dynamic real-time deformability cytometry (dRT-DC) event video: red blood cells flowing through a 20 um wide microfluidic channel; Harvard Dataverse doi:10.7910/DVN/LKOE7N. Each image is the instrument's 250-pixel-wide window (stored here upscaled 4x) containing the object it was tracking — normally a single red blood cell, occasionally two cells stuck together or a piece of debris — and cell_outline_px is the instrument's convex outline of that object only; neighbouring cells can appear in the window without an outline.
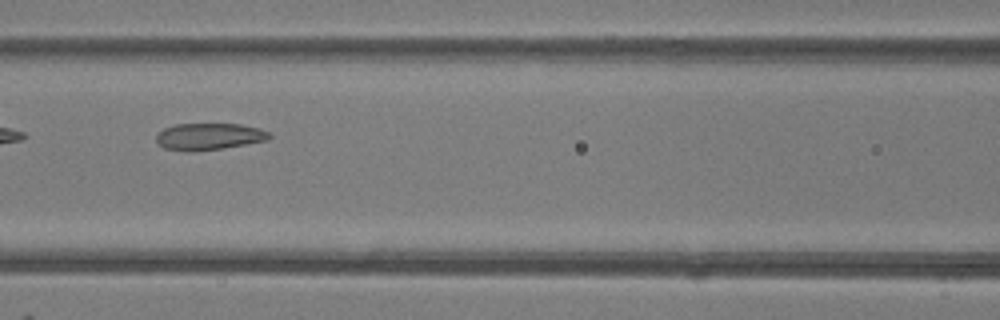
{"species": "common noctule bat (a hibernating species)", "species_latin": "Nyctalus noctula", "temperature_condition": "room temperature", "stored_images_in_passage": 7, "camera_frame_rate_fps": 3000, "um_per_image_px": 0.085, "animal": {"sex": "female"}, "frame": {"image": 1, "passage_image": 6, "time_ms": 6.667, "image_size_px": [1000, 320], "cell_outline_px": [[272, 136], [268, 140], [224, 148], [192, 152], [164, 148], [156, 140], [156, 132], [164, 128], [176, 124], [240, 124], [260, 128], [268, 132]], "centroid_in_image_um": [17.76, 11.6], "position_along_channel_um": 148.8, "area_um2": 17.74}}
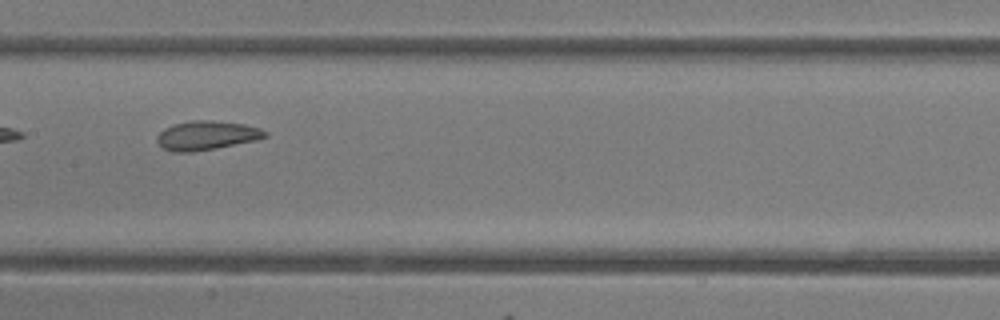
{"frame": {"image": 2, "passage_image": 7, "time_ms": 7.667, "image_size_px": [1000, 320], "cell_outline_px": [[268, 136], [256, 140], [216, 148], [192, 152], [172, 152], [160, 148], [156, 140], [156, 136], [164, 128], [176, 124], [192, 120], [212, 120], [244, 124], [260, 128], [268, 132]], "centroid_in_image_um": [17.54, 11.52], "position_along_channel_um": 189.9, "area_um2": 18.44}}